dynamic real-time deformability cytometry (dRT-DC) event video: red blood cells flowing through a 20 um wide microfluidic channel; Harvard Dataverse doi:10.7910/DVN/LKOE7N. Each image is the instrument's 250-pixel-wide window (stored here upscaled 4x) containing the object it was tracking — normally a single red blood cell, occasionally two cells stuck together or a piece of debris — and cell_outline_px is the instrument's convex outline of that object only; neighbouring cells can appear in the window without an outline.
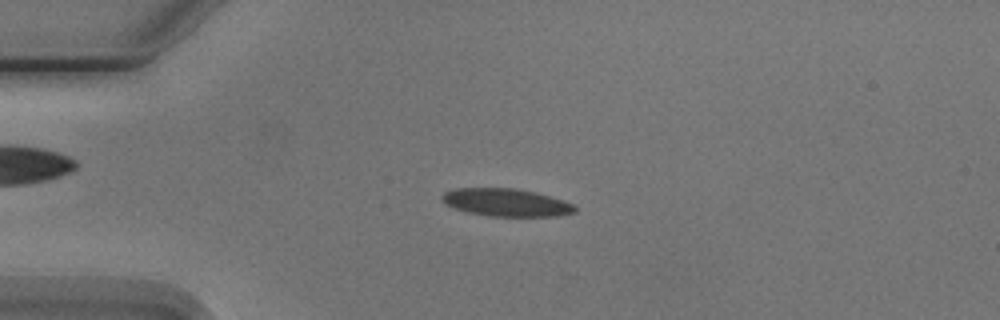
{"species": "Egyptian fruit bat (a non-hibernating species)", "species_latin": "Rousettus aegyptiacus", "temperature_condition": "cold", "stored_images_in_passage": 8, "camera_frame_rate_fps": 3000, "um_per_image_px": 0.085, "animal": {"sex": "male"}, "frame": {"image": 1, "passage_image": 5, "time_ms": 5.667, "image_size_px": [1000, 320], "cell_outline_px": [[576, 212], [560, 216], [488, 216], [464, 212], [444, 204], [440, 200], [440, 196], [444, 192], [456, 188], [516, 188], [536, 192], [564, 200], [572, 204], [576, 208]], "centroid_in_image_um": [42.98, 17.21], "position_along_channel_um": 42.0, "area_um2": 21.79}}
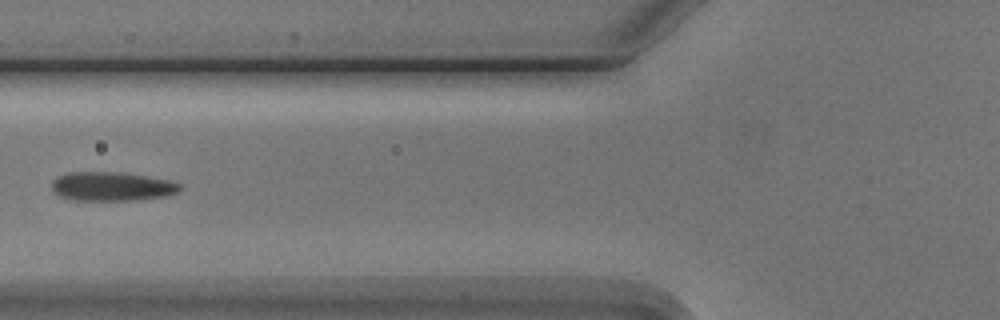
{"frame": {"image": 2, "passage_image": 7, "time_ms": 8.333, "image_size_px": [1000, 320], "cell_outline_px": [[184, 188], [176, 192], [164, 196], [136, 200], [72, 200], [60, 196], [52, 192], [52, 180], [56, 176], [68, 172], [120, 172], [172, 180], [180, 184]], "centroid_in_image_um": [9.48, 15.84], "position_along_channel_um": 116.3, "area_um2": 21.85}}
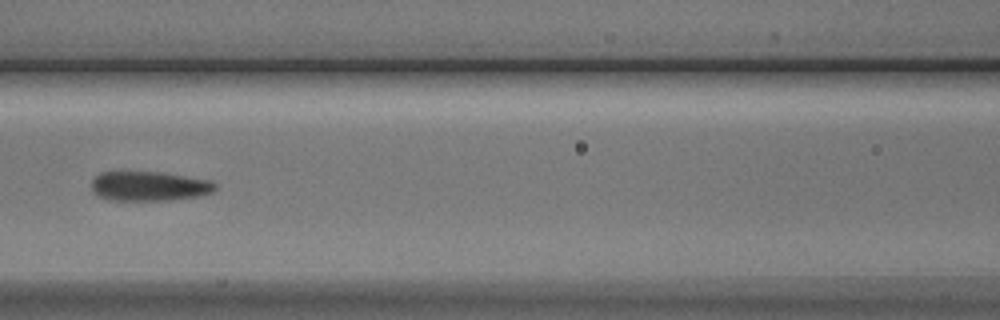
{"frame": {"image": 3, "passage_image": 8, "time_ms": 9.333, "image_size_px": [1000, 320], "cell_outline_px": [[216, 188], [212, 192], [200, 196], [168, 200], [108, 200], [96, 196], [92, 192], [92, 180], [100, 172], [160, 172], [212, 180], [216, 184]], "centroid_in_image_um": [12.67, 15.83], "position_along_channel_um": 153.9, "area_um2": 21.44}}